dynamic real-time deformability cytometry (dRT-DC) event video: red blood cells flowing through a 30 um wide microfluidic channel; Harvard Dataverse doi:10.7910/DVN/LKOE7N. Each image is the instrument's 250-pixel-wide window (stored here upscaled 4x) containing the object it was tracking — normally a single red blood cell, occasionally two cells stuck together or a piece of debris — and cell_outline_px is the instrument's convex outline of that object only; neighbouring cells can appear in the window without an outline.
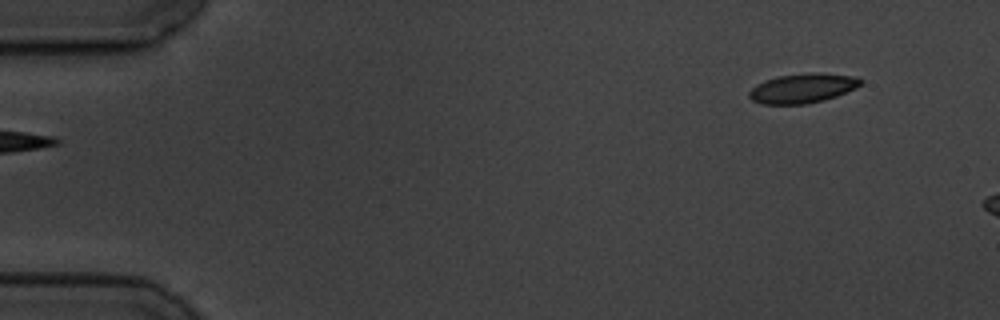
{"species": "common noctule bat (a hibernating species)", "species_latin": "Nyctalus noctula", "temperature_condition": "cold", "stored_images_in_passage": 6, "segment_of_instrument_passage": [2, 2], "camera_frame_rate_fps": 3000, "um_per_image_px": 0.085, "animal": {"sex": "male", "body_mass_g": 19.5, "forearm_length_mm": 54.6}, "frame": {"image": 1, "passage_image": 6, "time_ms": 6.0, "image_size_px": [1000, 320], "cell_outline_px": [[864, 80], [856, 88], [836, 96], [824, 100], [804, 104], [760, 104], [752, 100], [748, 96], [748, 92], [756, 84], [764, 80], [776, 76], [812, 72], [816, 72], [856, 76]], "centroid_in_image_um": [68.21, 7.49], "position_along_channel_um": 16.8, "area_um2": 19.36}}